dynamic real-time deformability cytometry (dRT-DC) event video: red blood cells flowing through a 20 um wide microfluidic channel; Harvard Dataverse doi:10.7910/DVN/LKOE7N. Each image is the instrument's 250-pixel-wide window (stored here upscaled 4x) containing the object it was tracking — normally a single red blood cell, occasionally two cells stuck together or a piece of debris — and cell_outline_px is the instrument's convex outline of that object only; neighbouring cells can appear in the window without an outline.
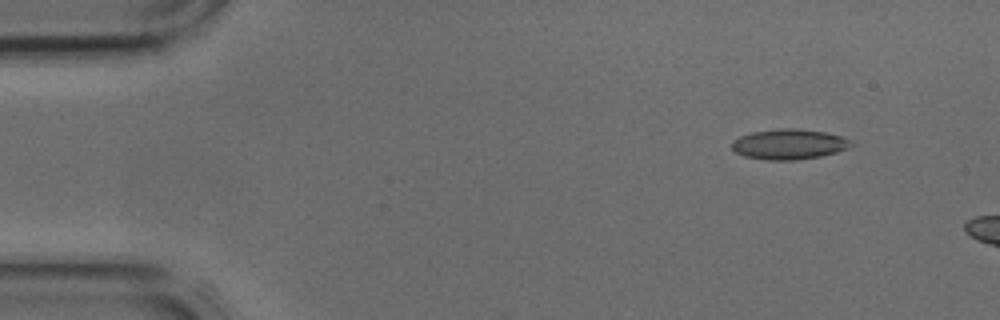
{"species": "common noctule bat (a hibernating species)", "species_latin": "Nyctalus noctula", "temperature_condition": "cold", "stored_images_in_passage": 6, "camera_frame_rate_fps": 3000, "um_per_image_px": 0.085, "animal": {"sex": "male", "body_mass_g": 17.9, "forearm_length_mm": 54.2}, "frame": {"image": 1, "passage_image": 4, "time_ms": 1.0, "image_size_px": [1000, 320], "cell_outline_px": [[856, 144], [848, 148], [836, 152], [820, 156], [796, 160], [764, 160], [744, 156], [736, 152], [732, 148], [732, 140], [740, 136], [752, 132], [780, 128], [796, 128], [824, 132], [844, 136], [852, 140]], "centroid_in_image_um": [67.1, 12.25], "position_along_channel_um": 17.9, "area_um2": 21.27}}